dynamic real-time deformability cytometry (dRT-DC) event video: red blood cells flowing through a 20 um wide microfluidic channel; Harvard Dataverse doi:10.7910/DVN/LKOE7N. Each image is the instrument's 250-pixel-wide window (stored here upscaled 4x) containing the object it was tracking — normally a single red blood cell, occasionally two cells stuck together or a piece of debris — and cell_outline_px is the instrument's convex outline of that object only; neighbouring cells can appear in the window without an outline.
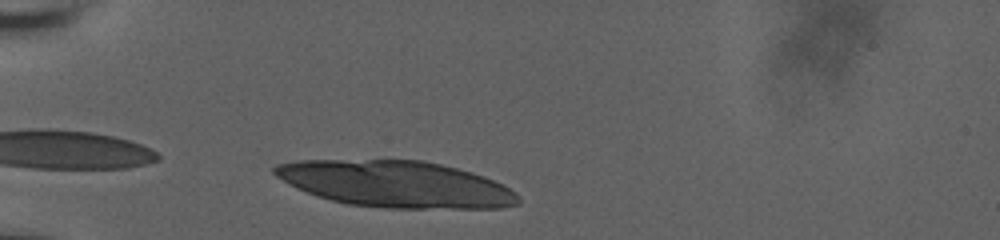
{"species": "human", "species_latin": "Homo sapiens", "temperature_condition": "room temperature", "stored_images_in_passage": 34, "camera_frame_rate_fps": 3000, "um_per_image_px": 0.085, "donor": {"sex": "male"}, "frame": {"image": 1, "passage_image": 3, "time_ms": 0.667, "image_size_px": [1000, 240], "cell_outline_px": [[520, 204], [500, 208], [384, 208], [348, 204], [316, 196], [296, 188], [288, 184], [276, 176], [272, 172], [272, 168], [276, 164], [296, 160], [424, 160], [472, 172], [484, 176], [516, 192], [520, 196]], "centroid_in_image_um": [33.62, 15.65], "position_along_channel_um": 51.4, "area_um2": 66.07}}